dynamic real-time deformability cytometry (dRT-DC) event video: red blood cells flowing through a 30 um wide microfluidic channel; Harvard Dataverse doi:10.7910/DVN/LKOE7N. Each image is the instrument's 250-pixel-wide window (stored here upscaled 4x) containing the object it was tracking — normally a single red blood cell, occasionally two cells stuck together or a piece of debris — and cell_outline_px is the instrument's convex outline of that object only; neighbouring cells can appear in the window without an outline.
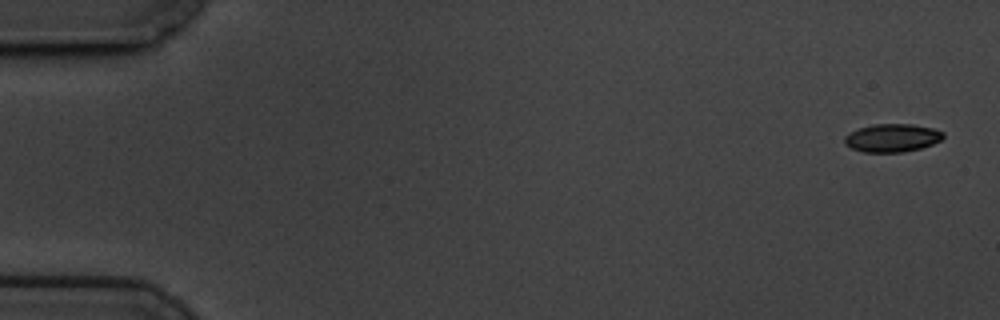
{"species": "common noctule bat (a hibernating species)", "species_latin": "Nyctalus noctula", "temperature_condition": "cold", "stored_images_in_passage": 58, "camera_frame_rate_fps": 3000, "um_per_image_px": 0.085, "animal": {"sex": "male", "body_mass_g": 19.5, "forearm_length_mm": 54.6}, "frame": {"image": 1, "passage_image": 1, "time_ms": 0.0, "image_size_px": [1000, 320], "cell_outline_px": [[944, 136], [940, 140], [932, 144], [920, 148], [904, 152], [864, 152], [852, 148], [844, 144], [844, 136], [860, 128], [872, 124], [912, 124], [932, 128], [944, 132]], "centroid_in_image_um": [75.83, 11.72], "position_along_channel_um": 9.2, "area_um2": 16.07}}
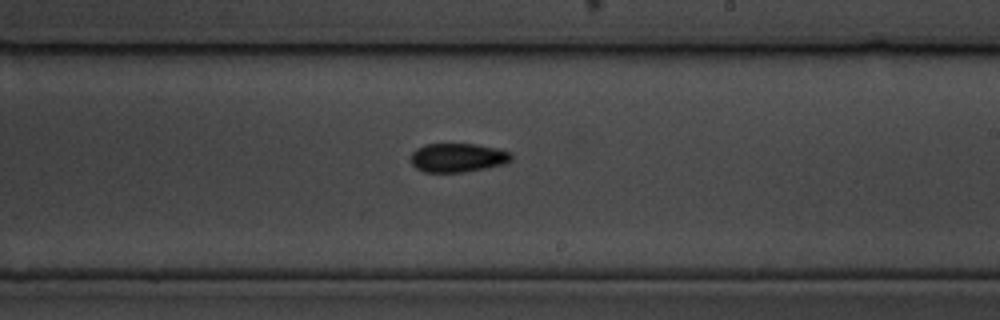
{"frame": {"image": 2, "passage_image": 34, "time_ms": 11.0, "image_size_px": [1000, 320], "cell_outline_px": [[512, 160], [504, 164], [464, 172], [424, 172], [416, 168], [412, 164], [412, 152], [416, 148], [424, 144], [476, 144], [496, 148], [512, 152]], "centroid_in_image_um": [38.91, 13.39], "position_along_channel_um": 250.1, "area_um2": 16.94}}
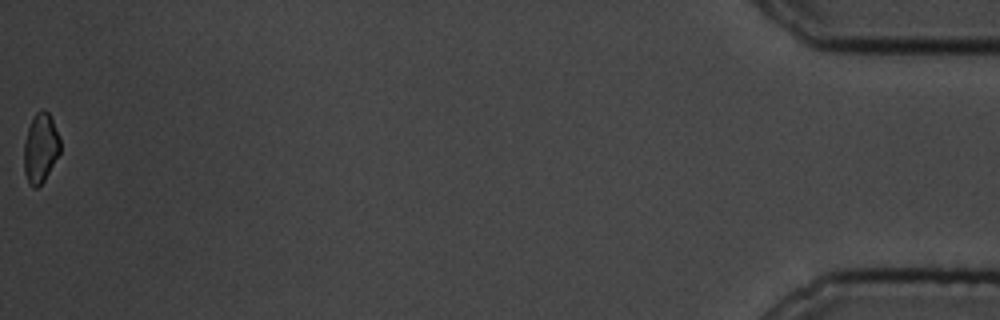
{"frame": {"image": 3, "passage_image": 58, "time_ms": 19.0, "image_size_px": [1000, 320], "cell_outline_px": [[60, 152], [44, 180], [36, 188], [32, 188], [28, 184], [24, 172], [24, 144], [28, 128], [36, 112], [40, 108], [44, 108], [48, 112], [52, 120], [60, 140]], "centroid_in_image_um": [3.43, 12.59], "position_along_channel_um": 431.8, "area_um2": 14.57}, "authors_computed_cell_mechanics": {"area_um2": 16.6464, "velocity_mm_per_s": 3.4464, "shape_relaxation_time_tau1_ms": 4.4999, "shape_relaxation_time_tau2_ms": 2.6883, "deformation_change_tau1": 0.1093, "deformation_change_tau2": 0.0759}}